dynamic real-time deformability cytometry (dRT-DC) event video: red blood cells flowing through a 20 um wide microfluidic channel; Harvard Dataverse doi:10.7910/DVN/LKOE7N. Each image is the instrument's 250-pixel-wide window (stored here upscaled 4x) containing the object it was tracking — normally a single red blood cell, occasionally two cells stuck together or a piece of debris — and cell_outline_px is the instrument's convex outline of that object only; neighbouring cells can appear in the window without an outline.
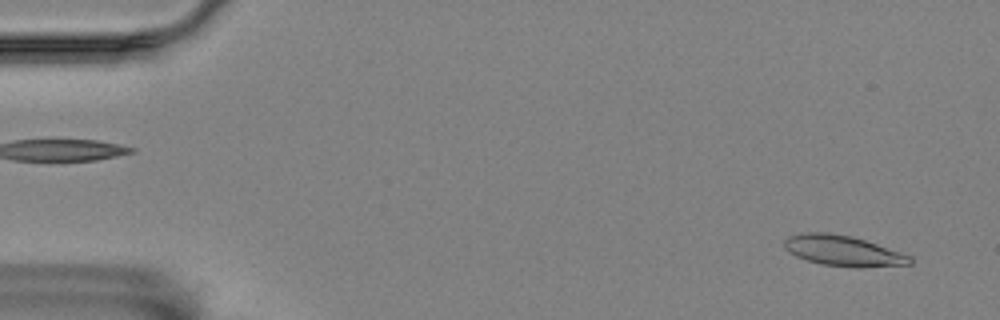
{"species": "Egyptian fruit bat (a non-hibernating species)", "species_latin": "Rousettus aegyptiacus", "temperature_condition": "room temperature", "stored_images_in_passage": 56, "camera_frame_rate_fps": 3000, "um_per_image_px": 0.085, "animal": {"sex": "female"}, "frame": {"image": 1, "passage_image": 3, "time_ms": 0.667, "image_size_px": [1000, 320], "cell_outline_px": [[912, 264], [860, 268], [856, 268], [824, 264], [808, 260], [796, 256], [788, 252], [784, 248], [784, 240], [788, 236], [800, 232], [828, 232], [852, 236], [912, 256]], "centroid_in_image_um": [71.64, 21.31], "position_along_channel_um": 13.4, "area_um2": 22.43}}
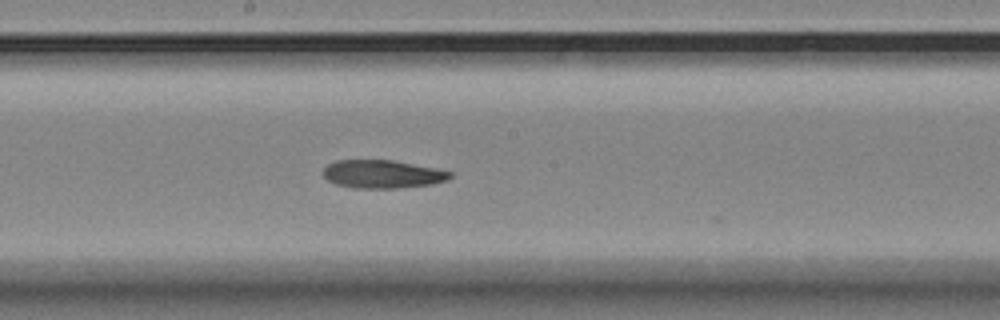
{"frame": {"image": 2, "passage_image": 30, "time_ms": 9.667, "image_size_px": [1000, 320], "cell_outline_px": [[452, 176], [448, 180], [432, 184], [396, 188], [352, 188], [336, 184], [328, 180], [324, 176], [324, 168], [328, 164], [336, 160], [392, 160], [436, 168], [452, 172]], "centroid_in_image_um": [32.52, 14.8], "position_along_channel_um": 215.7, "area_um2": 20.81}}
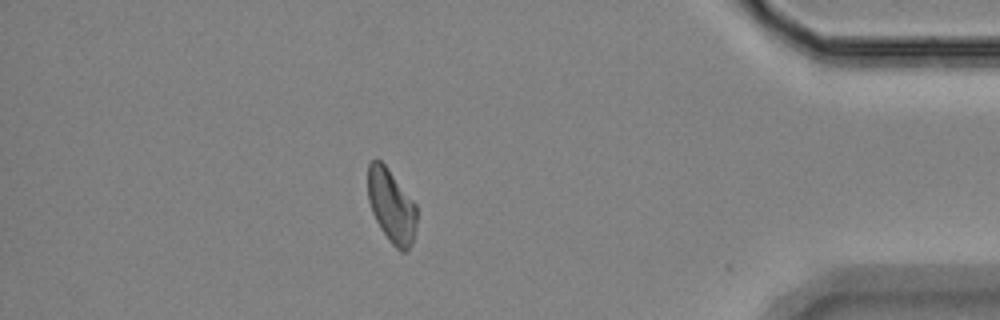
{"frame": {"image": 3, "passage_image": 49, "time_ms": 16.0, "image_size_px": [1000, 320], "cell_outline_px": [[416, 224], [412, 244], [404, 252], [400, 252], [388, 240], [380, 228], [372, 212], [368, 200], [368, 164], [372, 160], [380, 160], [384, 164], [416, 204]], "centroid_in_image_um": [33.26, 17.53], "position_along_channel_um": 401.9, "area_um2": 20.75}}